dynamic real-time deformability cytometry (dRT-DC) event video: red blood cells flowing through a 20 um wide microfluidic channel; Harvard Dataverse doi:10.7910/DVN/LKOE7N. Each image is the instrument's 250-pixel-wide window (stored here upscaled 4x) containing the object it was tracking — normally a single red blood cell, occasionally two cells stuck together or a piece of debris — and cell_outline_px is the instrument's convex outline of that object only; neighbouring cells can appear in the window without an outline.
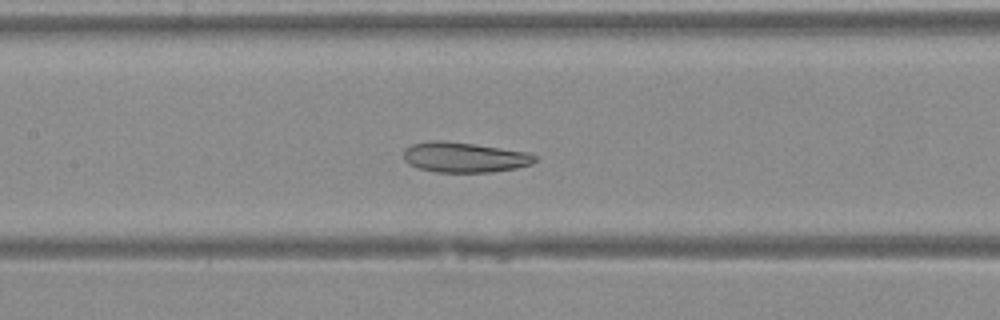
{"species": "Egyptian fruit bat (a non-hibernating species)", "species_latin": "Rousettus aegyptiacus", "temperature_condition": "warm", "stored_images_in_passage": 43, "camera_frame_rate_fps": 3000, "um_per_image_px": 0.085, "animal": {"sex": "female"}, "frame": {"image": 1, "passage_image": 21, "time_ms": 6.667, "image_size_px": [1000, 320], "cell_outline_px": [[536, 160], [532, 164], [516, 168], [492, 172], [436, 172], [420, 168], [408, 164], [404, 160], [404, 148], [412, 144], [428, 140], [440, 140], [472, 144], [528, 152], [536, 156]], "centroid_in_image_um": [39.45, 13.37], "position_along_channel_um": 168.0, "area_um2": 23.06}}
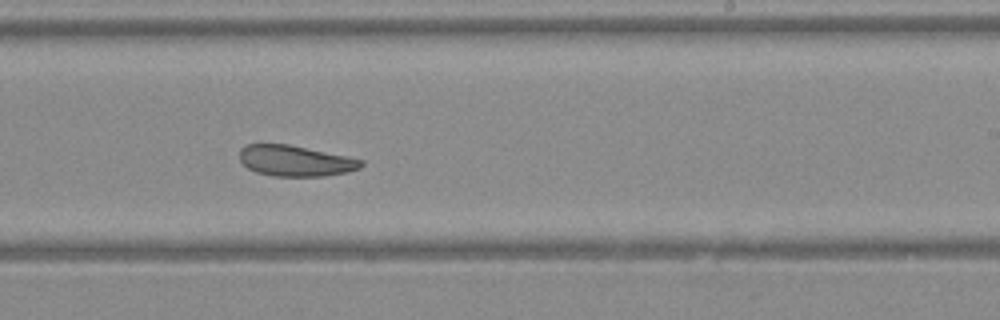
{"frame": {"image": 2, "passage_image": 27, "time_ms": 8.667, "image_size_px": [1000, 320], "cell_outline_px": [[364, 164], [360, 168], [344, 172], [324, 176], [272, 176], [256, 172], [248, 168], [240, 160], [240, 148], [248, 144], [288, 144], [364, 160]], "centroid_in_image_um": [25.08, 13.67], "position_along_channel_um": 263.9, "area_um2": 21.62}}
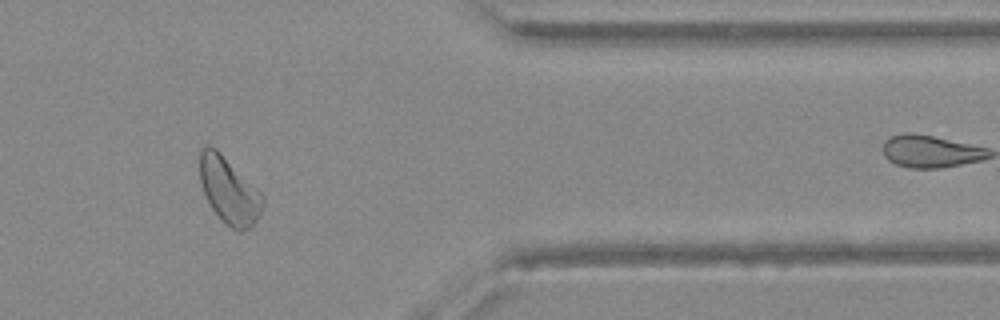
{"frame": {"image": 3, "passage_image": 36, "time_ms": 11.667, "image_size_px": [1000, 320], "cell_outline_px": [[264, 204], [252, 228], [244, 232], [240, 232], [232, 228], [212, 208], [204, 192], [200, 180], [200, 148], [204, 144], [208, 144], [216, 148], [264, 196]], "centroid_in_image_um": [19.47, 16.18], "position_along_channel_um": 391.9, "area_um2": 23.99}}